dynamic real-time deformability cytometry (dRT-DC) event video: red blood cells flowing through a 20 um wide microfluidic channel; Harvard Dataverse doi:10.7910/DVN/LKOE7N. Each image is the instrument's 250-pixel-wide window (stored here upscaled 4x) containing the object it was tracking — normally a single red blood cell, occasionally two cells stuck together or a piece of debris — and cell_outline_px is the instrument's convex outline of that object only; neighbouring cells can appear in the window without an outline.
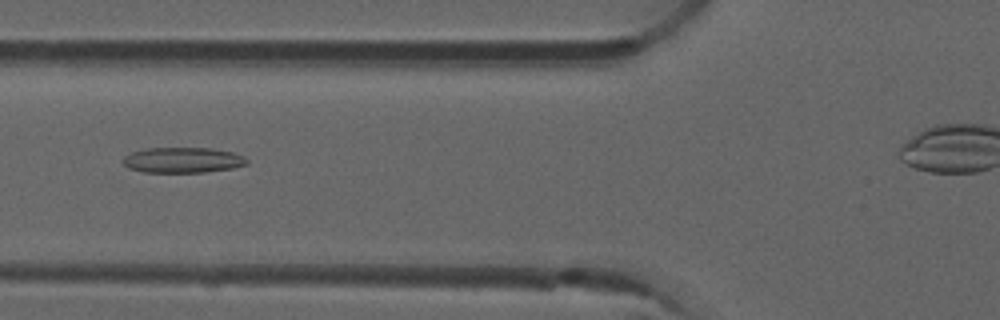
{"species": "common noctule bat (a hibernating species)", "species_latin": "Nyctalus noctula", "temperature_condition": "room temperature", "stored_images_in_passage": 31, "camera_frame_rate_fps": 3000, "um_per_image_px": 0.085, "animal": {"sex": "male", "forearm_length_mm": 52.5}, "frame": {"image": 1, "passage_image": 5, "time_ms": 1.333, "image_size_px": [1000, 320], "cell_outline_px": [[248, 164], [232, 168], [204, 172], [144, 172], [128, 168], [120, 160], [124, 156], [132, 152], [144, 148], [212, 148], [232, 152], [244, 156], [248, 160]], "centroid_in_image_um": [15.51, 13.6], "position_along_channel_um": 110.3, "area_um2": 18.5}}
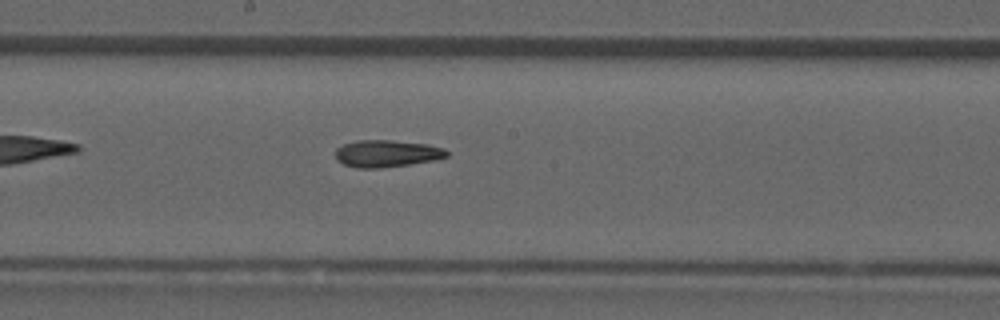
{"frame": {"image": 2, "passage_image": 13, "time_ms": 4.0, "image_size_px": [1000, 320], "cell_outline_px": [[448, 156], [432, 160], [408, 164], [376, 168], [356, 168], [344, 164], [336, 160], [336, 148], [344, 144], [356, 140], [388, 140], [428, 144], [444, 148], [448, 152]], "centroid_in_image_um": [32.84, 13.04], "position_along_channel_um": 215.4, "area_um2": 17.4}}
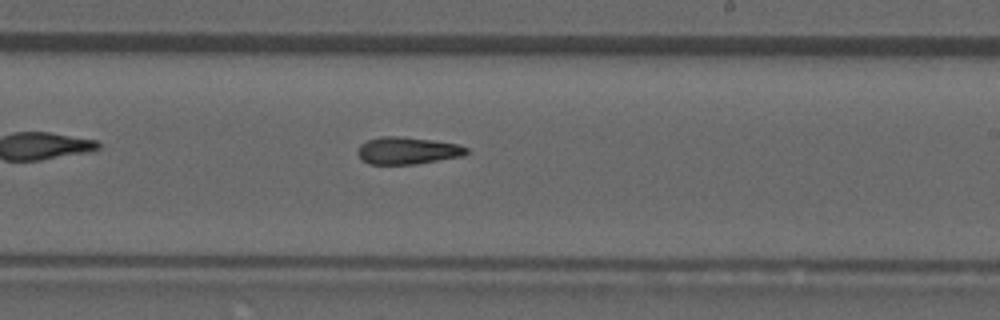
{"frame": {"image": 3, "passage_image": 16, "time_ms": 5.0, "image_size_px": [1000, 320], "cell_outline_px": [[468, 152], [464, 156], [416, 164], [368, 164], [360, 160], [356, 152], [360, 144], [368, 140], [380, 136], [396, 136], [432, 140], [456, 144], [468, 148]], "centroid_in_image_um": [34.59, 12.81], "position_along_channel_um": 254.4, "area_um2": 17.34}, "authors_computed_cell_mechanics": {"area_um2": 17.34, "velocity_mm_per_s": 3.9314, "shape_relaxation_time_tau1_ms": null, "shape_relaxation_time_tau2_ms": 10.4194, "deformation_change_tau1": null, "deformation_change_tau2": 0.2611}}